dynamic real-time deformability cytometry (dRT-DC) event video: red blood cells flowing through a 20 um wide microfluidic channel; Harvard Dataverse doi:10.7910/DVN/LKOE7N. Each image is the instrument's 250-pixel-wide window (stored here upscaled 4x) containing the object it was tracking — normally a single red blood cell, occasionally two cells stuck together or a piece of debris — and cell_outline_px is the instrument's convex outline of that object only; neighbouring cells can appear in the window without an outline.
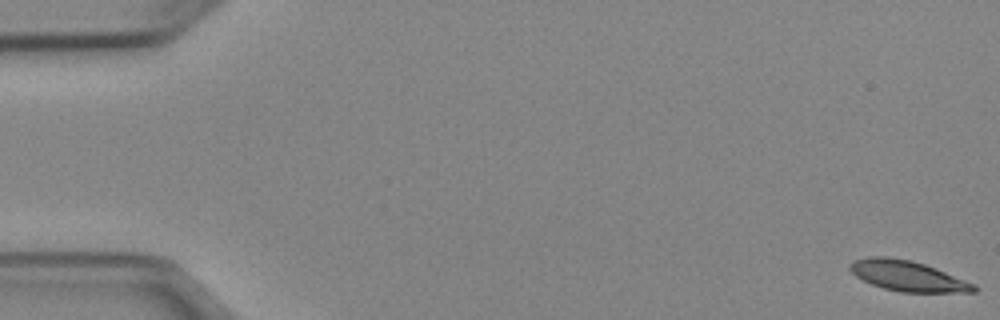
{"species": "Egyptian fruit bat (a non-hibernating species)", "species_latin": "Rousettus aegyptiacus", "temperature_condition": "cold", "stored_images_in_passage": 5, "camera_frame_rate_fps": 3000, "um_per_image_px": 0.085, "animal": {"sex": "female"}, "frame": {"image": 1, "passage_image": 1, "time_ms": 0.0, "image_size_px": [1000, 320], "cell_outline_px": [[980, 288], [976, 292], [900, 292], [884, 288], [872, 284], [856, 276], [848, 268], [848, 264], [856, 260], [868, 256], [888, 256], [912, 260], [936, 268], [976, 284]], "centroid_in_image_um": [77.18, 23.45], "position_along_channel_um": 7.8, "area_um2": 22.08}}